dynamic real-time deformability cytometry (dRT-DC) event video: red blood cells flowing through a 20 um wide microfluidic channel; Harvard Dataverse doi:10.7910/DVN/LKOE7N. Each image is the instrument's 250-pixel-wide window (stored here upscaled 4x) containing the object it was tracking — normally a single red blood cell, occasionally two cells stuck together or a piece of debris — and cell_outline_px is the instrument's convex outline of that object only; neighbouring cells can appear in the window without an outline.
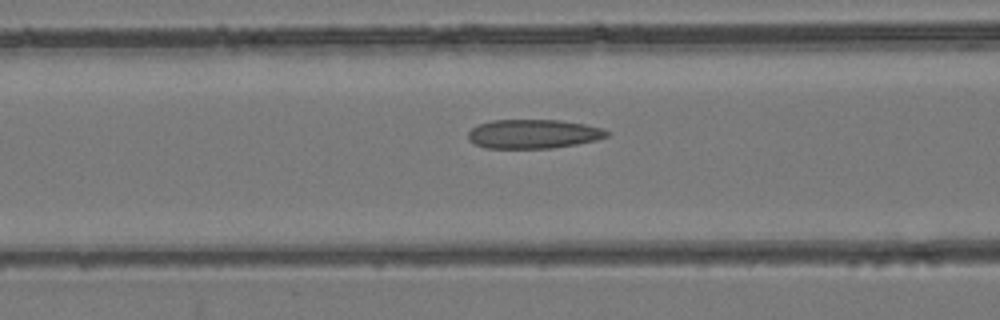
{"species": "common noctule bat (a hibernating species)", "species_latin": "Nyctalus noctula", "temperature_condition": "room temperature", "stored_images_in_passage": 47, "camera_frame_rate_fps": 3000, "um_per_image_px": 0.085, "animal": {"sex": "female", "body_mass_g": 24.6, "forearm_length_mm": 56.2}, "frame": {"image": 1, "passage_image": 19, "time_ms": 6.0, "image_size_px": [1000, 320], "cell_outline_px": [[608, 136], [596, 140], [576, 144], [552, 148], [484, 148], [468, 140], [468, 132], [472, 128], [480, 124], [492, 120], [560, 120], [584, 124], [604, 128], [608, 132]], "centroid_in_image_um": [45.33, 11.38], "position_along_channel_um": 121.3, "area_um2": 23.47}}
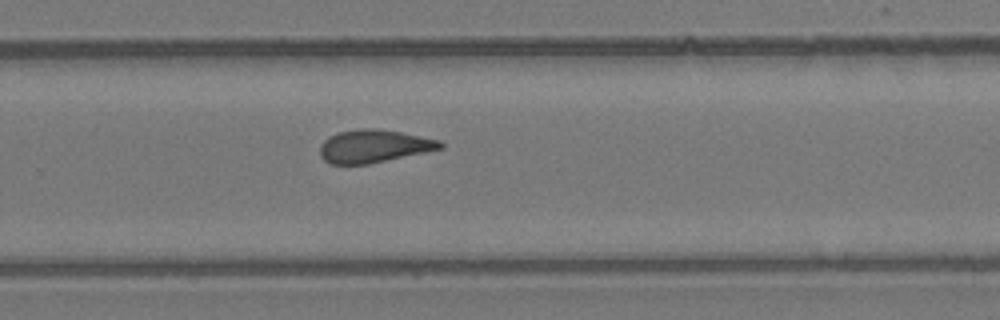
{"frame": {"image": 2, "passage_image": 31, "time_ms": 10.0, "image_size_px": [1000, 320], "cell_outline_px": [[444, 148], [368, 164], [328, 164], [320, 156], [320, 144], [328, 136], [336, 132], [360, 128], [376, 128], [400, 132], [440, 140], [444, 144]], "centroid_in_image_um": [31.74, 12.42], "position_along_channel_um": 298.1, "area_um2": 23.18}}
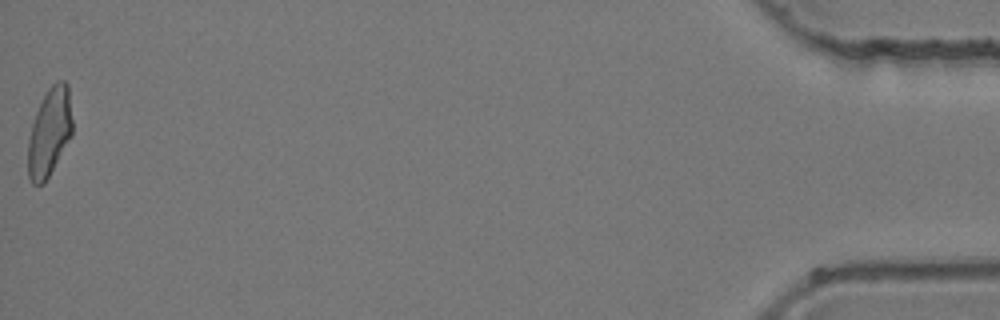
{"frame": {"image": 3, "passage_image": 47, "time_ms": 15.333, "image_size_px": [1000, 320], "cell_outline_px": [[72, 136], [44, 184], [32, 184], [28, 176], [28, 140], [32, 124], [36, 112], [48, 88], [56, 80], [64, 80], [68, 84], [72, 120]], "centroid_in_image_um": [4.21, 11.23], "position_along_channel_um": 431.0, "area_um2": 22.83}}